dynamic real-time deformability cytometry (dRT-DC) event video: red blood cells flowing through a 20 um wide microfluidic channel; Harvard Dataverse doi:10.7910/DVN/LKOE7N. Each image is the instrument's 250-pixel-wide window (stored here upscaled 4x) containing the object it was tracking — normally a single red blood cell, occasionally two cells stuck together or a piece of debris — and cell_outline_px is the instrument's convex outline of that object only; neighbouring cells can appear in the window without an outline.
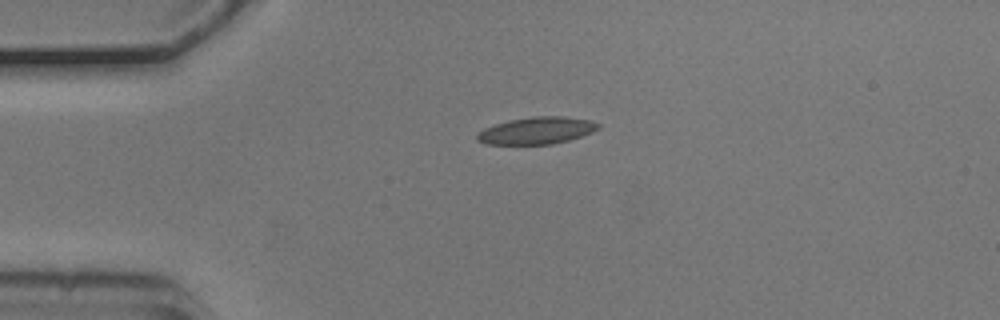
{"species": "common noctule bat (a hibernating species)", "species_latin": "Nyctalus noctula", "temperature_condition": "cold", "stored_images_in_passage": 2, "camera_frame_rate_fps": 3000, "um_per_image_px": 0.085, "animal": {"sex": "male", "body_mass_g": 20.5, "forearm_length_mm": 52.5}, "frame": {"image": 1, "passage_image": 1, "time_ms": 0.0, "image_size_px": [1000, 320], "cell_outline_px": [[600, 128], [592, 132], [568, 140], [552, 144], [484, 144], [476, 140], [476, 136], [484, 128], [496, 124], [512, 120], [532, 116], [560, 116], [588, 120], [600, 124]], "centroid_in_image_um": [45.61, 11.1], "position_along_channel_um": 39.4, "area_um2": 18.84}}